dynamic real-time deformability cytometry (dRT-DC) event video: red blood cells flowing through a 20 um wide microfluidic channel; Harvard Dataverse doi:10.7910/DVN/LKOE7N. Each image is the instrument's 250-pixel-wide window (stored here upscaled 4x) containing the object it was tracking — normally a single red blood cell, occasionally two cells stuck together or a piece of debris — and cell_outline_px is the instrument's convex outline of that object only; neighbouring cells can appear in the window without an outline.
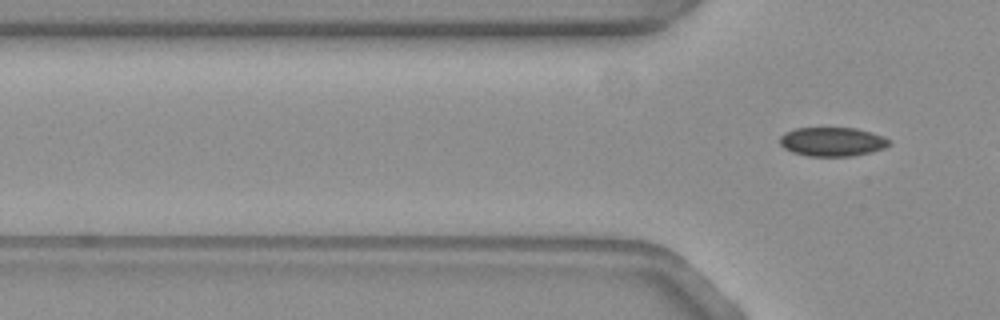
{"species": "common noctule bat (a hibernating species)", "species_latin": "Nyctalus noctula", "temperature_condition": "warm", "stored_images_in_passage": 2, "camera_frame_rate_fps": 3000, "um_per_image_px": 0.085, "animal": {"sex": "female", "body_mass_g": 19.3, "forearm_length_mm": 54.1}, "frame": {"image": 1, "passage_image": 2, "time_ms": 0.333, "image_size_px": [1000, 320], "cell_outline_px": [[888, 144], [884, 148], [872, 152], [852, 156], [808, 156], [792, 152], [784, 148], [780, 144], [780, 136], [784, 132], [796, 128], [856, 128], [872, 132], [888, 140]], "centroid_in_image_um": [70.7, 12.05], "position_along_channel_um": 55.1, "area_um2": 18.38}}